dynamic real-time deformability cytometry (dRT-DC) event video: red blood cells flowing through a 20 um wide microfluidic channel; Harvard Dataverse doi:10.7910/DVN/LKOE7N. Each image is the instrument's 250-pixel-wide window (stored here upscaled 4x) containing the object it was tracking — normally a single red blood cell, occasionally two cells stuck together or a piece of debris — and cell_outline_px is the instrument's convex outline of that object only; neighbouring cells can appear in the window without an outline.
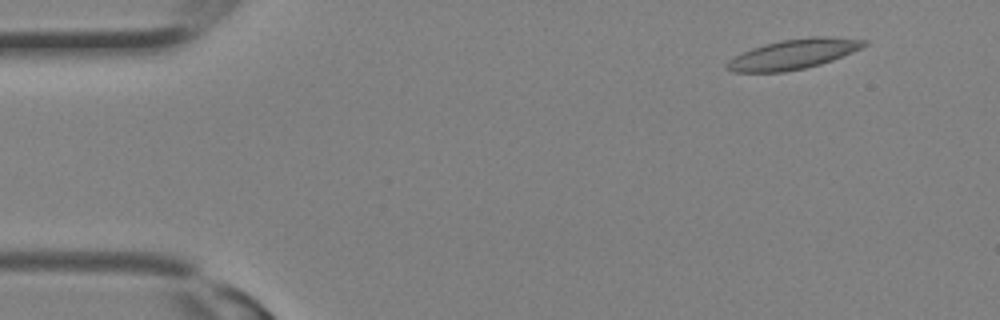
{"species": "Egyptian fruit bat (a non-hibernating species)", "species_latin": "Rousettus aegyptiacus", "temperature_condition": "room temperature", "stored_images_in_passage": 27, "camera_frame_rate_fps": 3000, "um_per_image_px": 0.085, "animal": {"sex": "female"}, "frame": {"image": 1, "passage_image": 1, "time_ms": 0.0, "image_size_px": [1000, 320], "cell_outline_px": [[868, 44], [852, 52], [832, 60], [820, 64], [804, 68], [784, 72], [732, 72], [724, 68], [724, 64], [728, 60], [752, 48], [764, 44], [784, 40], [812, 36], [824, 36], [868, 40]], "centroid_in_image_um": [67.42, 4.61], "position_along_channel_um": 17.6, "area_um2": 23.76}}
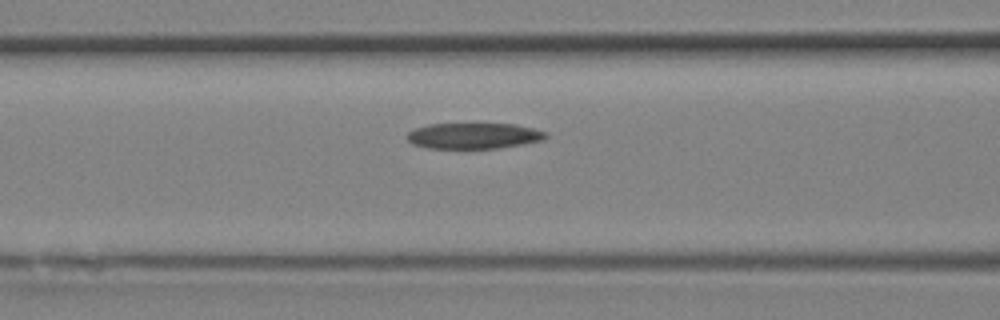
{"frame": {"image": 2, "passage_image": 10, "time_ms": 3.0, "image_size_px": [1000, 320], "cell_outline_px": [[548, 136], [544, 140], [524, 144], [500, 148], [428, 148], [412, 144], [408, 140], [408, 132], [416, 128], [428, 124], [516, 124], [548, 132]], "centroid_in_image_um": [40.31, 11.54], "position_along_channel_um": 126.3, "area_um2": 20.92}}
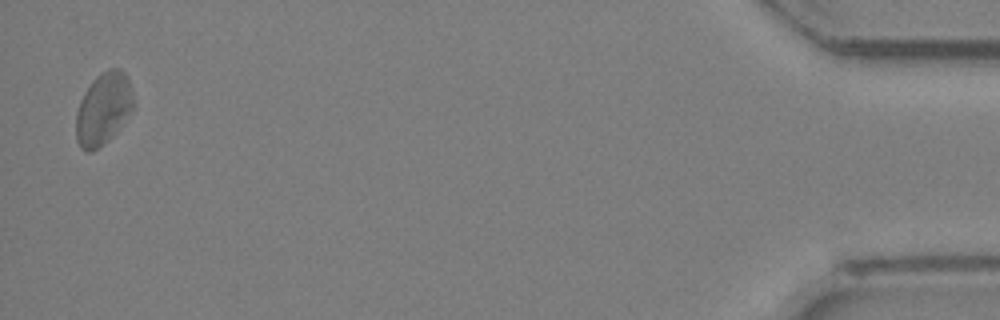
{"frame": {"image": 3, "passage_image": 27, "time_ms": 8.667, "image_size_px": [1000, 320], "cell_outline_px": [[132, 108], [116, 132], [104, 144], [92, 152], [84, 152], [80, 148], [76, 140], [76, 112], [80, 100], [84, 92], [92, 80], [96, 76], [108, 68], [120, 68], [128, 76], [132, 92]], "centroid_in_image_um": [8.75, 9.25], "position_along_channel_um": 426.5, "area_um2": 24.16}}